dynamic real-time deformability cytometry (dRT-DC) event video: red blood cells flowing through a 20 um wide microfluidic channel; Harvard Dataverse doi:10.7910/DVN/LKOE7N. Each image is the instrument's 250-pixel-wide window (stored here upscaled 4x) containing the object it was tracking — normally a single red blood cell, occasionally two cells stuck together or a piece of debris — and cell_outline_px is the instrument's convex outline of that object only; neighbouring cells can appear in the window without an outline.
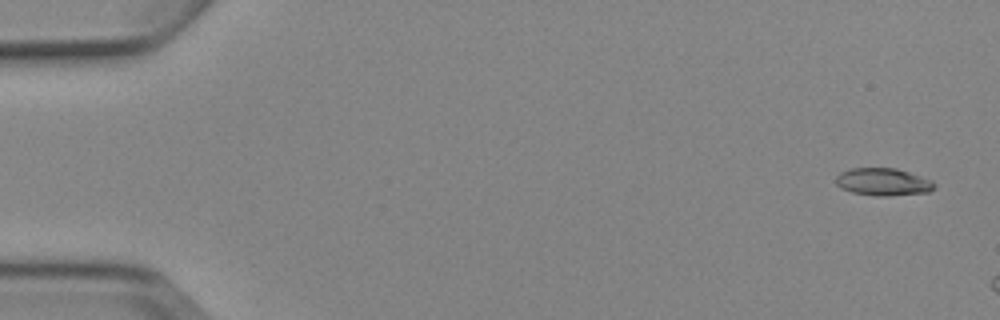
{"species": "Egyptian fruit bat (a non-hibernating species)", "species_latin": "Rousettus aegyptiacus", "temperature_condition": "cold", "stored_images_in_passage": 3, "camera_frame_rate_fps": 3000, "um_per_image_px": 0.085, "animal": {"sex": "female"}, "frame": {"image": 1, "passage_image": 1, "time_ms": 0.0, "image_size_px": [1000, 320], "cell_outline_px": [[936, 188], [928, 192], [888, 196], [876, 196], [852, 192], [840, 188], [836, 184], [836, 176], [840, 172], [852, 168], [896, 168], [932, 180], [936, 184]], "centroid_in_image_um": [75.07, 15.46], "position_along_channel_um": 9.9, "area_um2": 15.84}}